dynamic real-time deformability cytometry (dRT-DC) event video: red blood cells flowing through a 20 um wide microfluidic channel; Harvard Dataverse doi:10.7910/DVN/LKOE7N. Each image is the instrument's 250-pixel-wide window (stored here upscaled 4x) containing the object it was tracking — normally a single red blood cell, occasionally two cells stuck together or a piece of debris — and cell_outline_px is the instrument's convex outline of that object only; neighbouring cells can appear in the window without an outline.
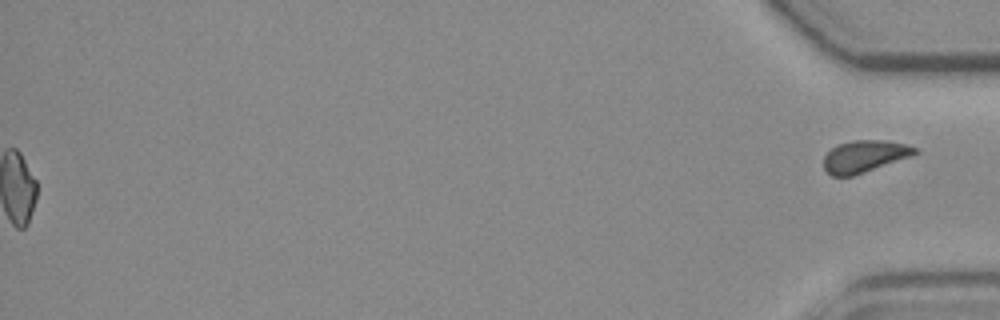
{"species": "common noctule bat (a hibernating species)", "species_latin": "Nyctalus noctula", "temperature_condition": "room temperature", "stored_images_in_passage": 54, "segment_of_instrument_passage": [2, 2], "camera_frame_rate_fps": 3000, "um_per_image_px": 0.085, "animal": {"sex": "female", "body_mass_g": 19.3, "forearm_length_mm": 54.1}, "frame": {"image": 1, "passage_image": 54, "time_ms": 17.667, "image_size_px": [1000, 320], "cell_outline_px": [[920, 152], [912, 156], [852, 176], [832, 176], [824, 168], [824, 156], [836, 144], [852, 140], [880, 140], [904, 144], [916, 148]], "centroid_in_image_um": [73.47, 13.28], "position_along_channel_um": 361.7, "area_um2": 16.88}}